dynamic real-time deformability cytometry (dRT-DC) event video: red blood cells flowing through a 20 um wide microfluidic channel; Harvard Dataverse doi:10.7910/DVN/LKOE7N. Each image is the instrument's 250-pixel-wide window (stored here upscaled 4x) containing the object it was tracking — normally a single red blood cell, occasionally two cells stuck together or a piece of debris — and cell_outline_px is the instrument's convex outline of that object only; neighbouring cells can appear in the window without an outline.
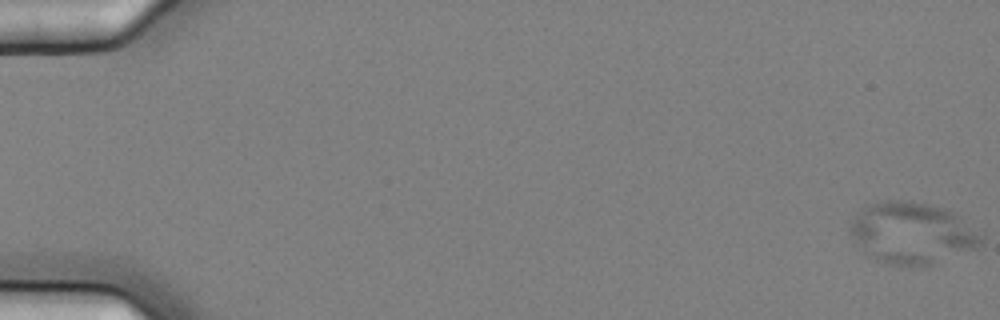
{"species": "common noctule bat (a hibernating species)", "species_latin": "Nyctalus noctula", "temperature_condition": "cold", "stored_images_in_passage": 6, "camera_frame_rate_fps": 3000, "um_per_image_px": 0.085, "animal": {"sex": "female", "body_mass_g": 25.1}, "frame": {"image": 1, "passage_image": 1, "time_ms": 0.0, "image_size_px": [1000, 320], "cell_outline_px": [[984, 240], [976, 248], [928, 264], [888, 264], [864, 256], [848, 232], [848, 228], [852, 220], [864, 208], [872, 204], [884, 200], [912, 200], [948, 208], [984, 232]], "centroid_in_image_um": [77.53, 19.77], "position_along_channel_um": 7.5, "area_um2": 47.28}}
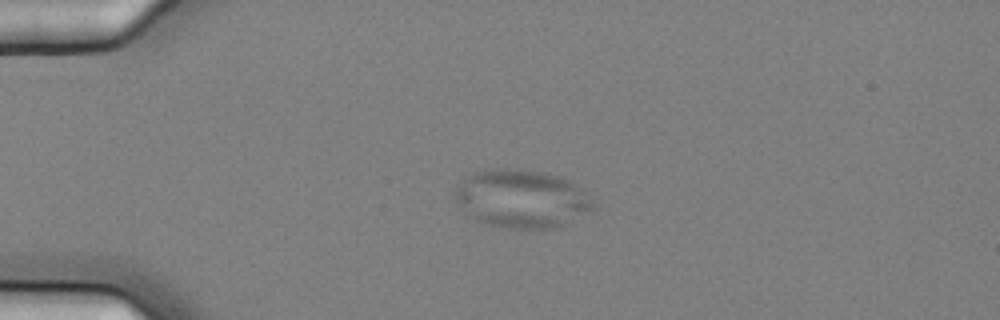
{"frame": {"image": 2, "passage_image": 5, "time_ms": 1.333, "image_size_px": [1000, 320], "cell_outline_px": [[592, 208], [560, 228], [508, 228], [484, 224], [476, 220], [460, 208], [452, 192], [456, 184], [472, 172], [496, 168], [524, 168], [548, 172], [560, 176], [584, 188], [592, 204]], "centroid_in_image_um": [44.28, 16.86], "position_along_channel_um": 40.7, "area_um2": 47.45}}